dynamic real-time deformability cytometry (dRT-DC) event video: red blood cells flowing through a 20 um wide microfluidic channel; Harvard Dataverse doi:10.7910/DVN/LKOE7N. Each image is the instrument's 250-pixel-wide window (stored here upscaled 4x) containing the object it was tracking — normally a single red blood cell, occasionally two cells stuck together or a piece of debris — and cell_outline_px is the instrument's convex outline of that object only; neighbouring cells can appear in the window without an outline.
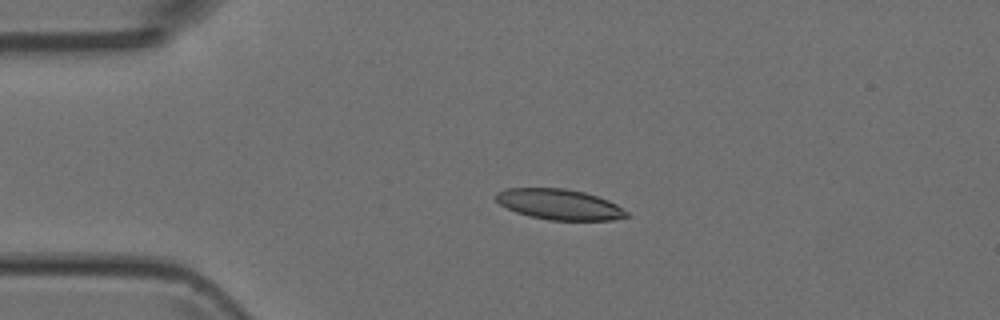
{"species": "Egyptian fruit bat (a non-hibernating species)", "species_latin": "Rousettus aegyptiacus", "temperature_condition": "room temperature", "stored_images_in_passage": 5, "camera_frame_rate_fps": 3000, "um_per_image_px": 0.085, "animal": {"sex": "female"}, "frame": {"image": 1, "passage_image": 3, "time_ms": 2.667, "image_size_px": [1000, 320], "cell_outline_px": [[628, 216], [612, 220], [548, 220], [528, 216], [516, 212], [500, 204], [496, 200], [496, 192], [508, 188], [564, 188], [584, 192], [608, 200], [616, 204], [628, 212]], "centroid_in_image_um": [47.53, 17.37], "position_along_channel_um": 37.5, "area_um2": 23.18}}
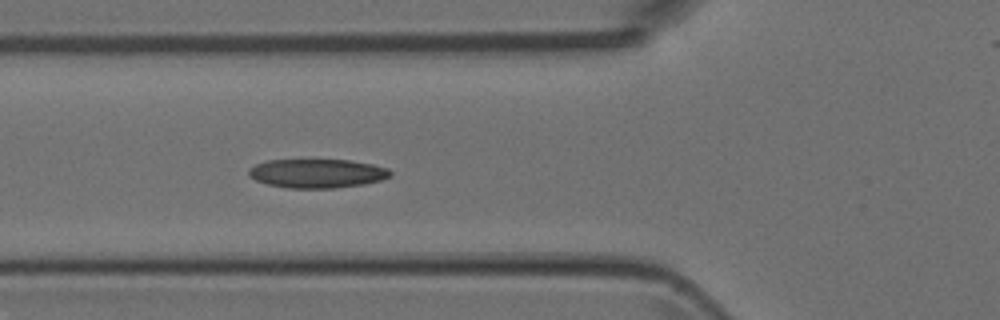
{"frame": {"image": 2, "passage_image": 5, "time_ms": 5.0, "image_size_px": [1000, 320], "cell_outline_px": [[392, 176], [380, 180], [364, 184], [332, 188], [288, 188], [268, 184], [256, 180], [248, 176], [248, 168], [256, 164], [268, 160], [312, 156], [348, 160], [372, 164], [388, 168], [392, 172]], "centroid_in_image_um": [26.92, 14.68], "position_along_channel_um": 98.9, "area_um2": 25.03}}